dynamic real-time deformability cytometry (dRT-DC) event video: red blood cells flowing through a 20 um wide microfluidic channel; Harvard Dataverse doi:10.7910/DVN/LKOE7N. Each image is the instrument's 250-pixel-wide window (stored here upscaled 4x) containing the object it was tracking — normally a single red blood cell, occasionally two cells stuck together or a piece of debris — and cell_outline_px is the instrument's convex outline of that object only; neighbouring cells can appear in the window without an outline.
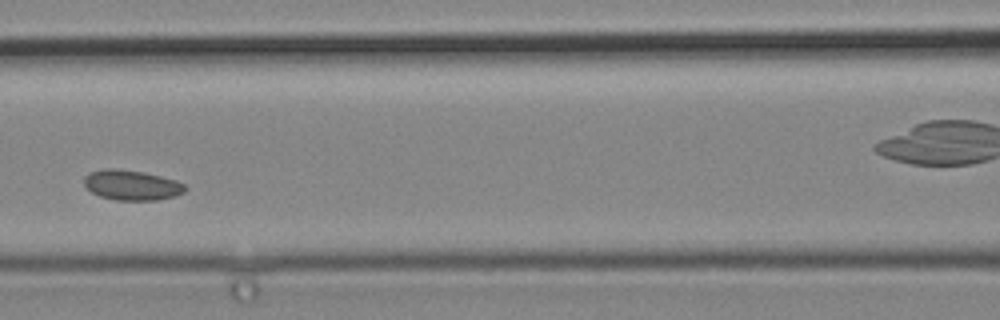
{"species": "common noctule bat (a hibernating species)", "species_latin": "Nyctalus noctula", "temperature_condition": "cold", "stored_images_in_passage": 6, "camera_frame_rate_fps": 3000, "um_per_image_px": 0.085, "animal": {"sex": "male", "body_mass_g": 19.2, "forearm_length_mm": 51.8}, "frame": {"image": 1, "passage_image": 4, "time_ms": 1.0, "image_size_px": [1000, 320], "cell_outline_px": [[188, 188], [184, 192], [176, 196], [156, 200], [116, 200], [100, 196], [92, 192], [84, 184], [84, 176], [88, 172], [104, 168], [116, 168], [144, 172], [176, 180], [184, 184]], "centroid_in_image_um": [11.19, 15.72], "position_along_channel_um": 155.4, "area_um2": 17.86}}
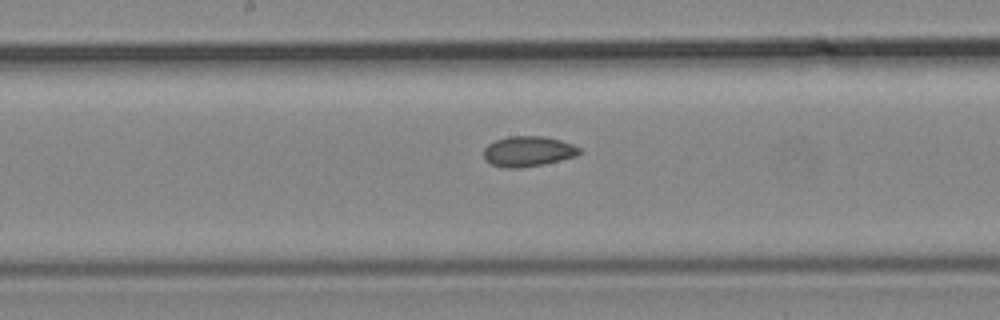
{"frame": {"image": 2, "passage_image": 6, "time_ms": 1.667, "image_size_px": [1000, 320], "cell_outline_px": [[580, 152], [576, 156], [544, 164], [520, 168], [504, 168], [492, 164], [484, 160], [484, 148], [488, 144], [496, 140], [508, 136], [540, 136], [560, 140], [572, 144], [580, 148]], "centroid_in_image_um": [44.86, 12.87], "position_along_channel_um": 203.3, "area_um2": 16.88}}